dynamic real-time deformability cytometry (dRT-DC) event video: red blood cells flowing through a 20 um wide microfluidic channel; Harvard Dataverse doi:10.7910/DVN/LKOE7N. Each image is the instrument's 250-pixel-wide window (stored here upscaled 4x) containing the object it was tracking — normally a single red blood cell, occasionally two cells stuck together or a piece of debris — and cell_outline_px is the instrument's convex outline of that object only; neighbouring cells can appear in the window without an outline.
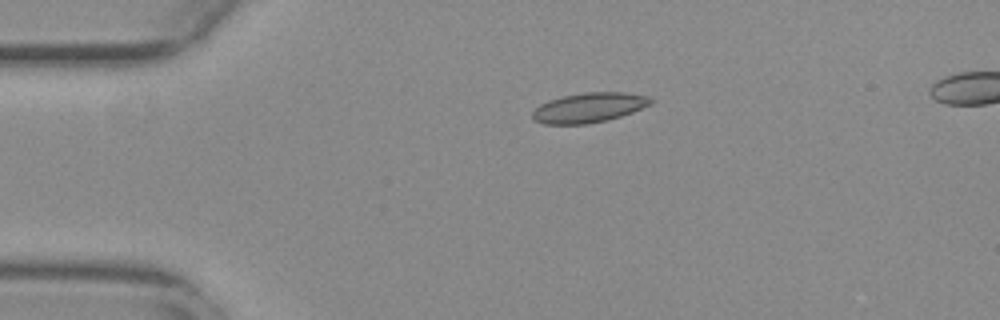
{"species": "common noctule bat (a hibernating species)", "species_latin": "Nyctalus noctula", "temperature_condition": "warm", "stored_images_in_passage": 46, "segment_of_instrument_passage": [1, 2], "camera_frame_rate_fps": 3000, "um_per_image_px": 0.085, "animal": {"sex": "female", "body_mass_g": 29.2, "forearm_length_mm": 56.3}, "frame": {"image": 1, "passage_image": 2, "time_ms": 0.333, "image_size_px": [1000, 320], "cell_outline_px": [[652, 104], [632, 112], [608, 120], [588, 124], [544, 124], [532, 120], [532, 112], [540, 104], [548, 100], [564, 96], [584, 92], [624, 92], [648, 96], [652, 100]], "centroid_in_image_um": [50.04, 9.15], "position_along_channel_um": 35.0, "area_um2": 20.58}}
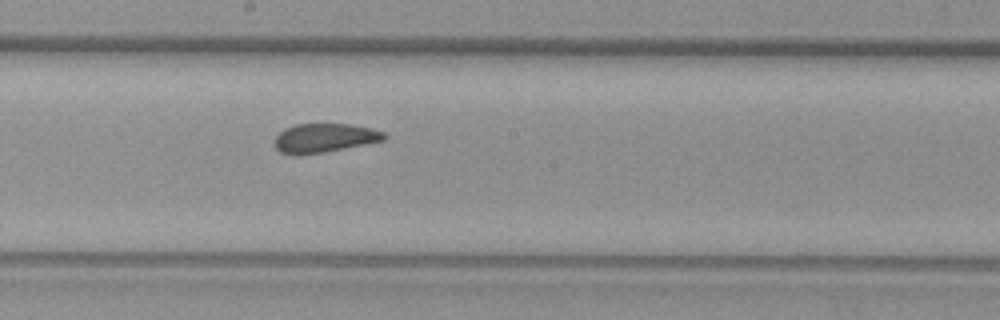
{"frame": {"image": 2, "passage_image": 20, "time_ms": 6.333, "image_size_px": [1000, 320], "cell_outline_px": [[388, 136], [384, 140], [324, 152], [300, 156], [296, 156], [280, 152], [276, 148], [272, 140], [284, 128], [296, 124], [348, 124], [372, 128], [384, 132]], "centroid_in_image_um": [27.52, 11.73], "position_along_channel_um": 220.7, "area_um2": 18.67}}
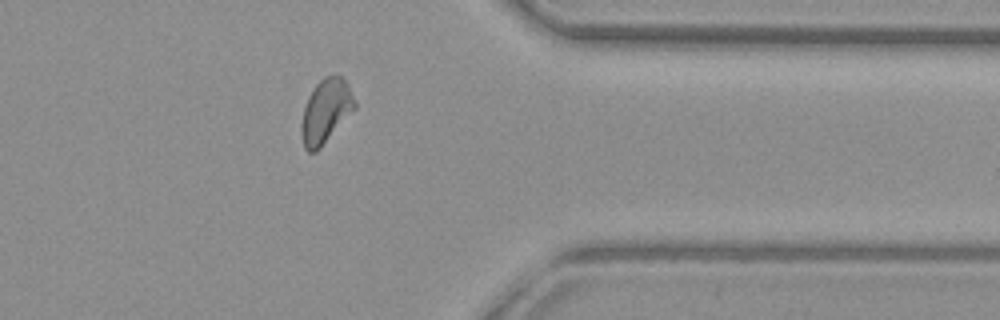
{"frame": {"image": 3, "passage_image": 34, "time_ms": 11.0, "image_size_px": [1000, 320], "cell_outline_px": [[356, 108], [320, 148], [316, 152], [308, 152], [304, 148], [300, 132], [300, 124], [304, 108], [308, 96], [316, 84], [324, 76], [340, 76], [348, 84], [356, 100]], "centroid_in_image_um": [27.68, 9.47], "position_along_channel_um": 383.7, "area_um2": 19.94}}